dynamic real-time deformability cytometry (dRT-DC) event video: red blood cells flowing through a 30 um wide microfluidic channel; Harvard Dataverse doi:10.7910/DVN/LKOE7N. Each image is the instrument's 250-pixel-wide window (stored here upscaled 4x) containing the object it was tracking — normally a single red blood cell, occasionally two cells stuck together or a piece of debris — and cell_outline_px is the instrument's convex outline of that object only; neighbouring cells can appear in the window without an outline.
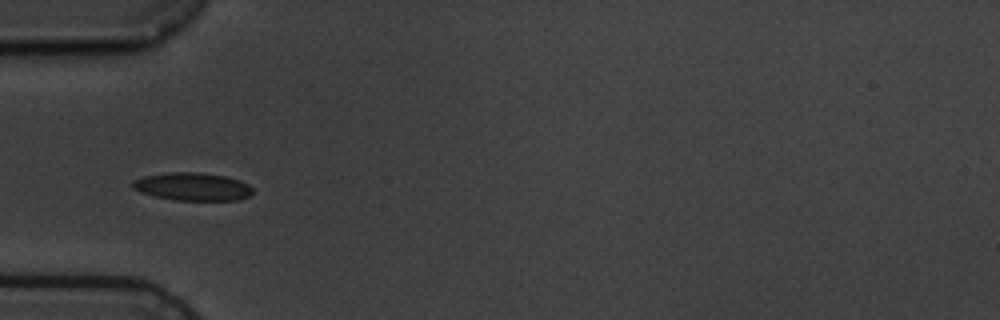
{"species": "common noctule bat (a hibernating species)", "species_latin": "Nyctalus noctula", "temperature_condition": "cold", "stored_images_in_passage": 10, "camera_frame_rate_fps": 3000, "um_per_image_px": 0.085, "animal": {"sex": "male", "body_mass_g": 19.5, "forearm_length_mm": 54.6}, "frame": {"image": 1, "passage_image": 6, "time_ms": 6.0, "image_size_px": [1000, 320], "cell_outline_px": [[252, 192], [248, 196], [240, 200], [176, 200], [156, 196], [140, 192], [132, 188], [132, 180], [144, 176], [172, 172], [200, 172], [224, 176], [240, 180], [248, 184], [252, 188]], "centroid_in_image_um": [16.36, 15.86], "position_along_channel_um": 68.6, "area_um2": 19.48}}
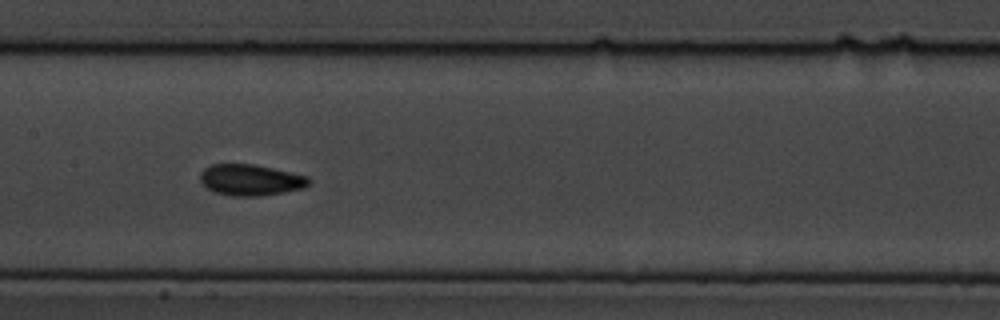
{"frame": {"image": 2, "passage_image": 9, "time_ms": 9.333, "image_size_px": [1000, 320], "cell_outline_px": [[312, 184], [304, 188], [284, 192], [260, 196], [232, 196], [216, 192], [208, 188], [200, 180], [200, 172], [204, 168], [212, 164], [256, 164], [308, 176], [312, 180]], "centroid_in_image_um": [21.35, 15.29], "position_along_channel_um": 186.1, "area_um2": 19.88}}
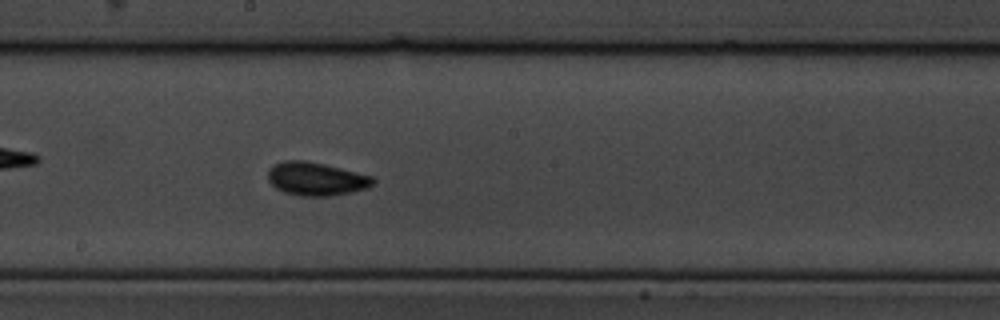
{"frame": {"image": 3, "passage_image": 10, "time_ms": 10.333, "image_size_px": [1000, 320], "cell_outline_px": [[376, 180], [368, 188], [352, 192], [332, 196], [300, 196], [284, 192], [276, 188], [268, 180], [268, 168], [284, 160], [304, 160], [324, 164], [372, 176]], "centroid_in_image_um": [26.86, 15.21], "position_along_channel_um": 221.3, "area_um2": 20.4}}